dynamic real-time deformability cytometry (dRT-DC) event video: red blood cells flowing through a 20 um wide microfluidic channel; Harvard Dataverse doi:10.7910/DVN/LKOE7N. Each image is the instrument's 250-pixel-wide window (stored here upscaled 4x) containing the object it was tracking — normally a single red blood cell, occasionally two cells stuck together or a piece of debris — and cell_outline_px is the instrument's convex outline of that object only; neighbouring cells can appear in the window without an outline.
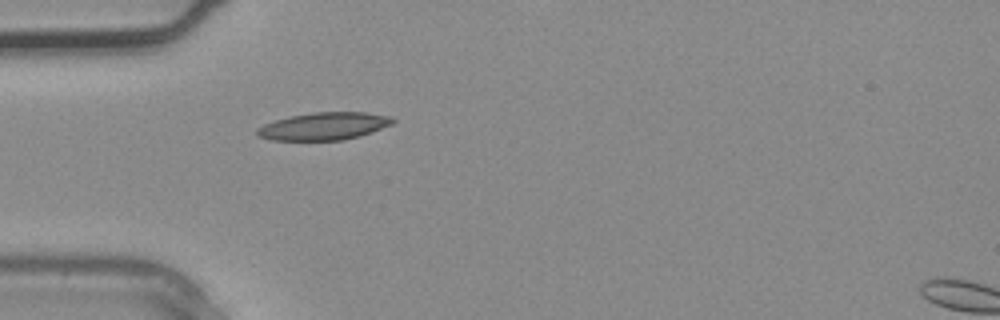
{"species": "common noctule bat (a hibernating species)", "species_latin": "Nyctalus noctula", "temperature_condition": "warm", "stored_images_in_passage": 4, "camera_frame_rate_fps": 3000, "um_per_image_px": 0.085, "animal": {"sex": "male", "body_mass_g": 20.4}, "frame": {"image": 1, "passage_image": 3, "time_ms": 0.667, "image_size_px": [1000, 320], "cell_outline_px": [[396, 120], [392, 124], [372, 132], [360, 136], [344, 140], [272, 140], [256, 136], [256, 128], [264, 124], [288, 116], [312, 112], [368, 112], [392, 116]], "centroid_in_image_um": [27.54, 10.72], "position_along_channel_um": 57.5, "area_um2": 22.02}}